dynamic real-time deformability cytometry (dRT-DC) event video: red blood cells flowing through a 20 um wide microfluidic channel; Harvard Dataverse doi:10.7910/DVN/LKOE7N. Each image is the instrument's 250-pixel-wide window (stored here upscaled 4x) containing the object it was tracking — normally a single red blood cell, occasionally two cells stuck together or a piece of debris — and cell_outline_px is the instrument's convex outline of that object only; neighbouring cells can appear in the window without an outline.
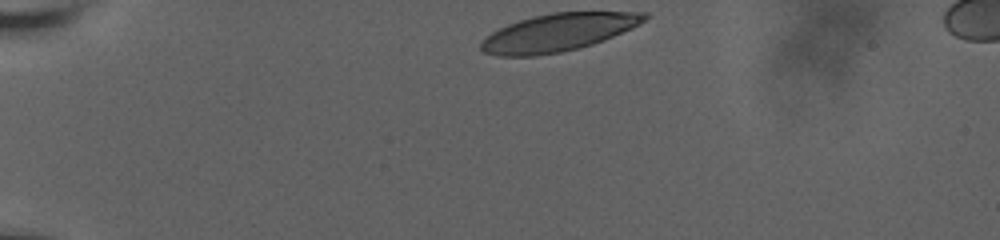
{"species": "human", "species_latin": "Homo sapiens", "temperature_condition": "room temperature", "stored_images_in_passage": 11, "camera_frame_rate_fps": 3000, "um_per_image_px": 0.085, "donor": {"sex": "male"}, "frame": {"image": 1, "passage_image": 1, "time_ms": 0.0, "image_size_px": [1000, 240], "cell_outline_px": [[648, 16], [644, 20], [632, 28], [592, 44], [560, 52], [536, 56], [496, 56], [484, 52], [480, 48], [480, 44], [492, 32], [508, 24], [532, 16], [552, 12], [648, 12]], "centroid_in_image_um": [47.42, 2.75], "position_along_channel_um": 37.6, "area_um2": 35.43}}
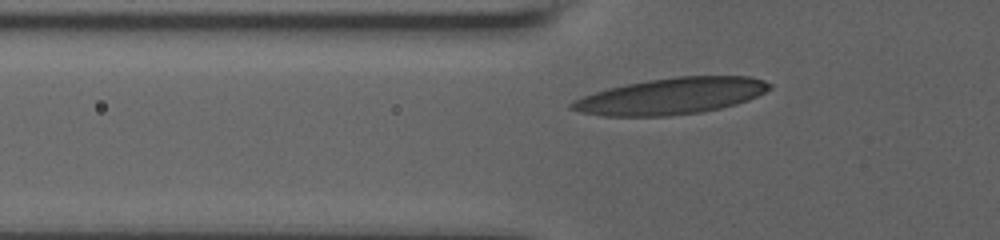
{"frame": {"image": 2, "passage_image": 7, "time_ms": 2.667, "image_size_px": [1000, 240], "cell_outline_px": [[772, 88], [748, 100], [736, 104], [720, 108], [700, 112], [668, 116], [604, 116], [580, 112], [568, 108], [568, 104], [572, 100], [608, 88], [648, 80], [676, 76], [748, 76], [764, 80], [772, 84]], "centroid_in_image_um": [57.04, 8.17], "position_along_channel_um": 68.8, "area_um2": 41.85}}
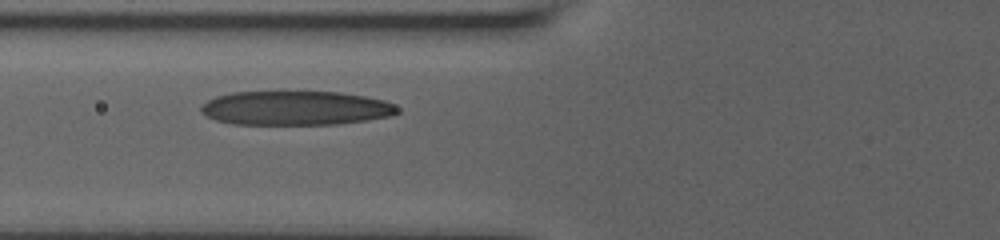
{"frame": {"image": 3, "passage_image": 10, "time_ms": 3.667, "image_size_px": [1000, 240], "cell_outline_px": [[400, 112], [392, 116], [368, 120], [336, 124], [232, 124], [216, 120], [200, 112], [200, 104], [216, 96], [232, 92], [340, 92], [364, 96], [384, 100], [400, 108]], "centroid_in_image_um": [25.13, 9.19], "position_along_channel_um": 100.7, "area_um2": 39.25}}